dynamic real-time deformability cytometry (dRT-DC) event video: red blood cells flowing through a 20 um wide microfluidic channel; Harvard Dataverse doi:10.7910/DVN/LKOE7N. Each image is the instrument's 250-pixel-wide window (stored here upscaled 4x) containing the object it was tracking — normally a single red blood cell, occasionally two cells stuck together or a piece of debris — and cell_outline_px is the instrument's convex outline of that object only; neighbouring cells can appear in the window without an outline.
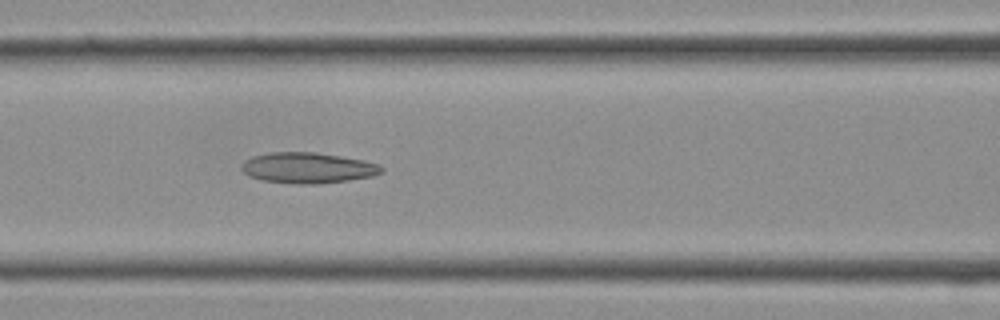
{"species": "Egyptian fruit bat (a non-hibernating species)", "species_latin": "Rousettus aegyptiacus", "temperature_condition": "cold", "stored_images_in_passage": 5, "camera_frame_rate_fps": 3000, "um_per_image_px": 0.085, "frame": {"image": 1, "passage_image": 5, "time_ms": 1.333, "image_size_px": [1000, 320], "cell_outline_px": [[384, 172], [372, 176], [348, 180], [320, 184], [292, 184], [264, 180], [248, 176], [240, 168], [240, 164], [244, 160], [252, 156], [272, 152], [316, 152], [364, 160], [380, 164], [384, 168]], "centroid_in_image_um": [26.16, 14.27], "position_along_channel_um": 140.4, "area_um2": 25.32}}